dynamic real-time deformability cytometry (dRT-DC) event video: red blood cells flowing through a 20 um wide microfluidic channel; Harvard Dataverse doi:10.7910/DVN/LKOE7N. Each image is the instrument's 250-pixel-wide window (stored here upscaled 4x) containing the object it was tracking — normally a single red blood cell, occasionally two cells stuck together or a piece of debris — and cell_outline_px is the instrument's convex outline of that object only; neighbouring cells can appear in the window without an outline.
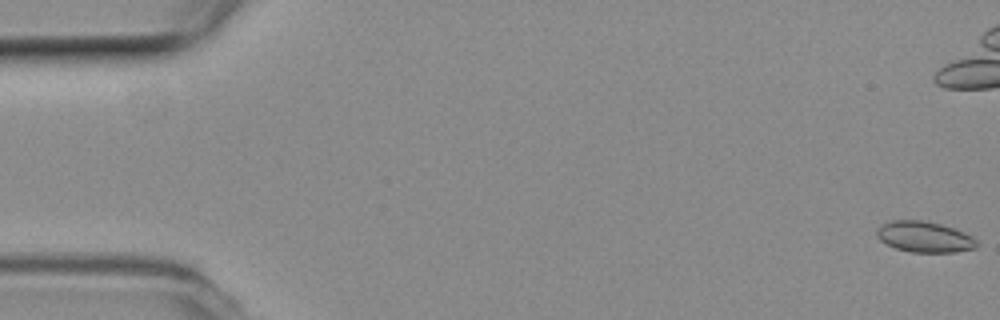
{"species": "common noctule bat (a hibernating species)", "species_latin": "Nyctalus noctula", "temperature_condition": "room temperature", "stored_images_in_passage": 56, "camera_frame_rate_fps": 3000, "um_per_image_px": 0.085, "animal": {"sex": "female", "body_mass_g": 19.3, "forearm_length_mm": 54.1}, "frame": {"image": 1, "passage_image": 1, "time_ms": 0.0, "image_size_px": [1000, 320], "cell_outline_px": [[976, 248], [956, 252], [912, 252], [896, 248], [880, 240], [876, 236], [876, 232], [880, 224], [892, 220], [920, 220], [940, 224], [964, 232], [972, 236], [976, 240]], "centroid_in_image_um": [78.55, 20.13], "position_along_channel_um": 6.4, "area_um2": 17.86}}
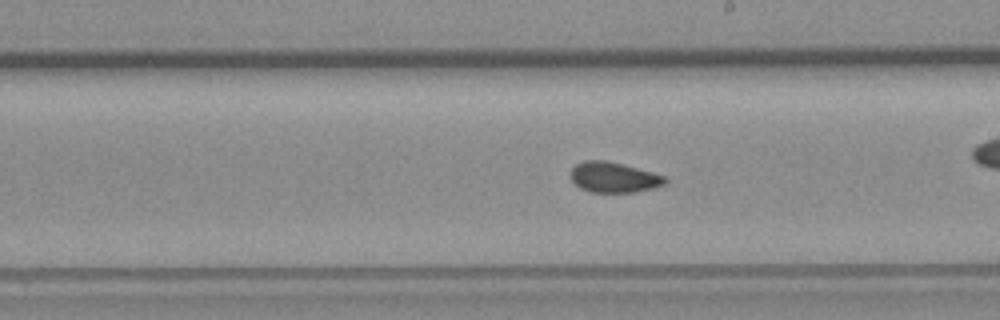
{"frame": {"image": 2, "passage_image": 31, "time_ms": 10.0, "image_size_px": [1000, 320], "cell_outline_px": [[668, 180], [664, 184], [652, 188], [636, 192], [592, 192], [580, 188], [572, 180], [572, 168], [576, 164], [584, 160], [604, 160], [652, 172], [664, 176]], "centroid_in_image_um": [52.16, 15.07], "position_along_channel_um": 236.8, "area_um2": 16.42}}
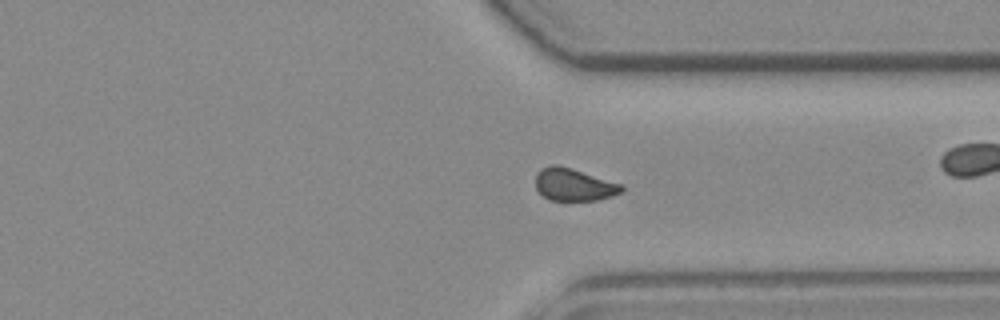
{"frame": {"image": 3, "passage_image": 41, "time_ms": 13.333, "image_size_px": [1000, 320], "cell_outline_px": [[624, 192], [612, 196], [596, 200], [548, 200], [536, 188], [536, 172], [540, 168], [552, 164], [556, 164], [572, 168], [624, 184]], "centroid_in_image_um": [48.81, 15.68], "position_along_channel_um": 362.6, "area_um2": 16.53}, "authors_computed_cell_mechanics": {"area_um2": 16.9932, "velocity_mm_per_s": 3.771, "shape_relaxation_time_tau1_ms": null, "shape_relaxation_time_tau2_ms": 1.714, "deformation_change_tau1": null, "deformation_change_tau2": 0.0623}}